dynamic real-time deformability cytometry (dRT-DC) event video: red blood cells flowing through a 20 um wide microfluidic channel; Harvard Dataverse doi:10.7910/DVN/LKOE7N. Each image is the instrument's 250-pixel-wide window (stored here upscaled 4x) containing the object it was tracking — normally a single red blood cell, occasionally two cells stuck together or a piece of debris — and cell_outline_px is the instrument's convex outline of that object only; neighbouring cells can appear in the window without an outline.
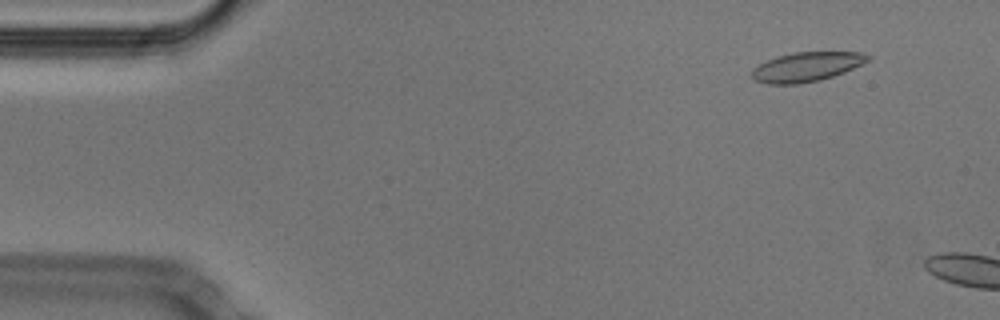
{"species": "Egyptian fruit bat (a non-hibernating species)", "species_latin": "Rousettus aegyptiacus", "temperature_condition": "cold", "stored_images_in_passage": 8, "camera_frame_rate_fps": 3000, "um_per_image_px": 0.085, "animal": {"sex": "male"}, "frame": {"image": 1, "passage_image": 5, "time_ms": 1.333, "image_size_px": [1000, 320], "cell_outline_px": [[872, 56], [868, 60], [844, 72], [820, 80], [796, 84], [768, 84], [756, 80], [752, 76], [752, 68], [776, 56], [792, 52], [860, 52]], "centroid_in_image_um": [68.54, 5.67], "position_along_channel_um": 16.5, "area_um2": 19.65}}